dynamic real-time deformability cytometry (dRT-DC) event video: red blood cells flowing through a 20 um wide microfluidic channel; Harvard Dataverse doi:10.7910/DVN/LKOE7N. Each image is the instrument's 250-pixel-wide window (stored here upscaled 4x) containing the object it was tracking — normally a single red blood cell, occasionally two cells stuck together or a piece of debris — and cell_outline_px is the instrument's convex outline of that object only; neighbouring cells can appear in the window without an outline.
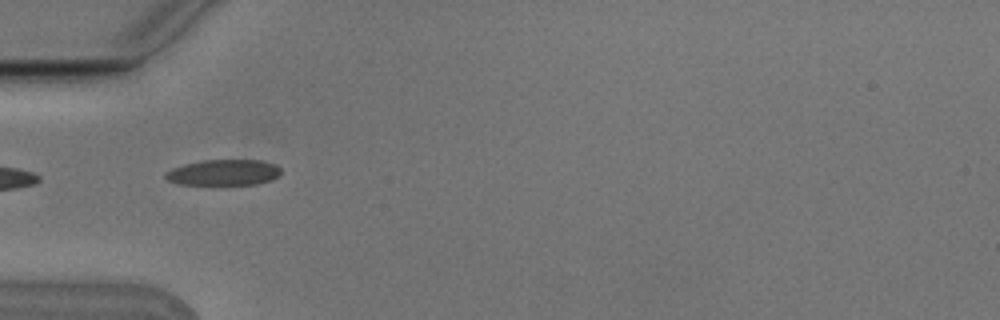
{"species": "Egyptian fruit bat (a non-hibernating species)", "species_latin": "Rousettus aegyptiacus", "temperature_condition": "cold", "stored_images_in_passage": 7, "camera_frame_rate_fps": 3000, "um_per_image_px": 0.085, "animal": {"sex": "male"}, "frame": {"image": 1, "passage_image": 2, "time_ms": 0.333, "image_size_px": [1000, 320], "cell_outline_px": [[280, 172], [272, 180], [256, 184], [176, 184], [168, 180], [164, 176], [164, 172], [172, 168], [184, 164], [204, 160], [260, 160], [276, 164], [280, 168]], "centroid_in_image_um": [18.98, 14.65], "position_along_channel_um": 66.0, "area_um2": 17.34}}
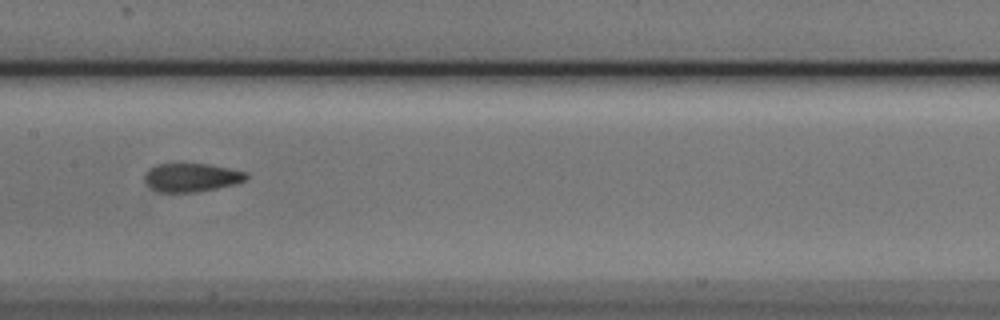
{"frame": {"image": 2, "passage_image": 5, "time_ms": 1.333, "image_size_px": [1000, 320], "cell_outline_px": [[248, 176], [244, 180], [236, 184], [196, 192], [156, 192], [148, 188], [144, 184], [144, 176], [156, 164], [208, 164], [248, 172]], "centroid_in_image_um": [16.25, 15.1], "position_along_channel_um": 191.2, "area_um2": 16.94}}
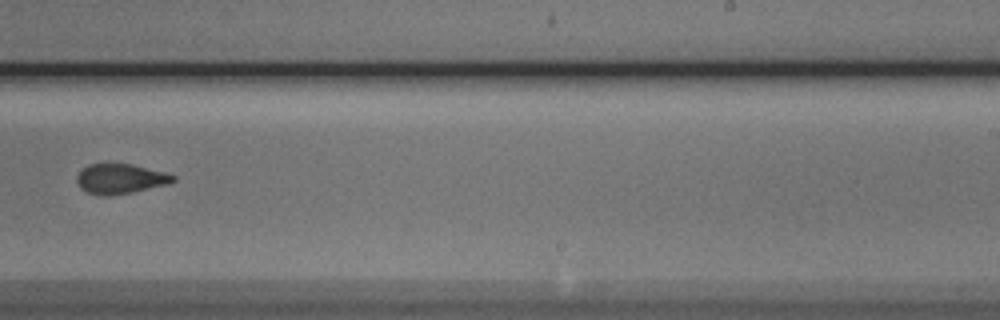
{"frame": {"image": 3, "passage_image": 7, "time_ms": 2.0, "image_size_px": [1000, 320], "cell_outline_px": [[176, 180], [168, 184], [132, 192], [108, 196], [96, 196], [80, 188], [76, 180], [76, 176], [88, 164], [132, 164], [164, 172], [176, 176]], "centroid_in_image_um": [10.22, 15.21], "position_along_channel_um": 278.8, "area_um2": 16.76}}